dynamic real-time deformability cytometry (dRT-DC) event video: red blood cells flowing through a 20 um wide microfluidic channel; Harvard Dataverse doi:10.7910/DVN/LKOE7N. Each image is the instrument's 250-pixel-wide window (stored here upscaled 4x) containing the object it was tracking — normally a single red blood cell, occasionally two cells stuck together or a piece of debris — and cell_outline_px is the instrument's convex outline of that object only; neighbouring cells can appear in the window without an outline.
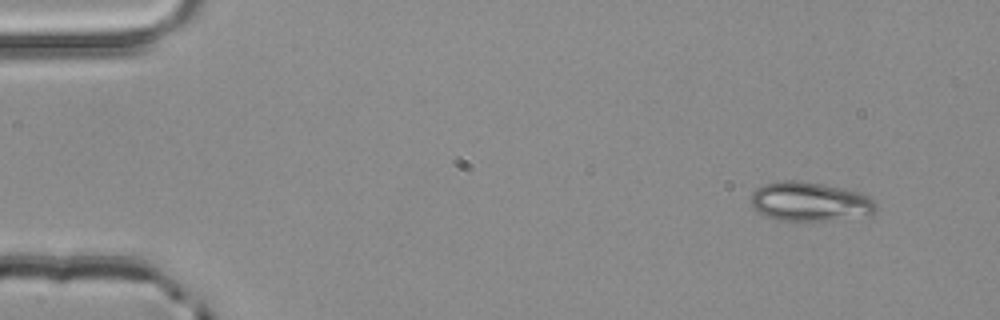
{"species": "common noctule bat (a hibernating species)", "species_latin": "Nyctalus noctula", "temperature_condition": "room temperature", "stored_images_in_passage": 3, "camera_frame_rate_fps": 3000, "um_per_image_px": 0.085, "animal": {"sex": "male", "body_mass_g": 20.4}, "frame": {"image": 1, "passage_image": 1, "time_ms": 0.0, "image_size_px": [1000, 320], "cell_outline_px": [[876, 212], [872, 216], [824, 220], [776, 220], [764, 216], [756, 212], [752, 208], [752, 192], [756, 188], [764, 184], [780, 180], [800, 180], [824, 184], [844, 188], [860, 192], [868, 196], [876, 204]], "centroid_in_image_um": [68.84, 17.13], "position_along_channel_um": 16.2, "area_um2": 28.96}}